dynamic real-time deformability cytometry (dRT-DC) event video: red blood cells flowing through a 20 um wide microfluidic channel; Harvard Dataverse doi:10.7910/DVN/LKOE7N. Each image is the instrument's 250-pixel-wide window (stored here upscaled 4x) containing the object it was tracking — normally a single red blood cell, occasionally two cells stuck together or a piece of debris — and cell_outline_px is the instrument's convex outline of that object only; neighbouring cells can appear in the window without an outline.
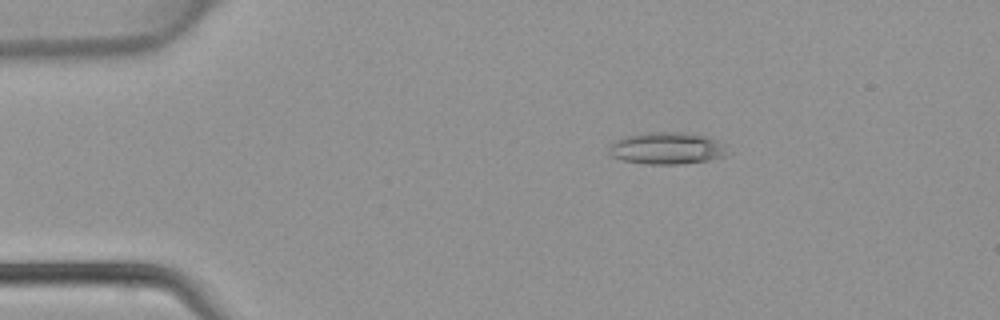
{"species": "common noctule bat (a hibernating species)", "species_latin": "Nyctalus noctula", "temperature_condition": "warm", "stored_images_in_passage": 38, "camera_frame_rate_fps": 3000, "um_per_image_px": 0.085, "animal": {"sex": "female", "body_mass_g": 22.7, "forearm_length_mm": 54.2}, "frame": {"image": 1, "passage_image": 1, "time_ms": 0.0, "image_size_px": [1000, 320], "cell_outline_px": [[728, 152], [724, 156], [708, 160], [680, 164], [644, 164], [620, 160], [612, 156], [608, 152], [608, 144], [612, 140], [624, 136], [640, 132], [684, 132], [704, 136], [716, 140], [724, 144]], "centroid_in_image_um": [56.59, 12.59], "position_along_channel_um": 28.4, "area_um2": 22.48}}
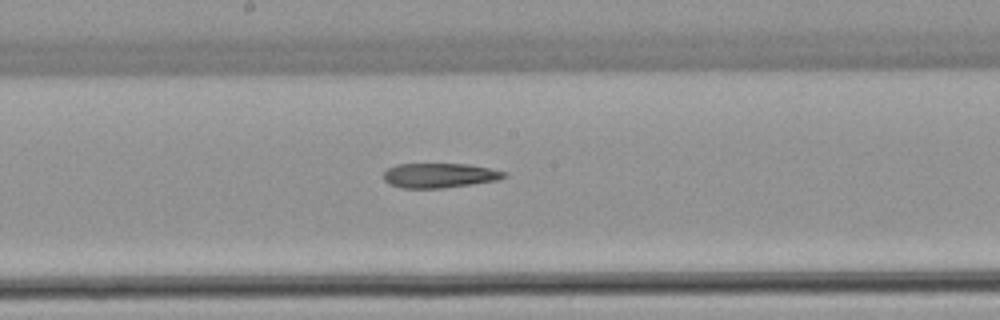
{"frame": {"image": 2, "passage_image": 17, "time_ms": 5.333, "image_size_px": [1000, 320], "cell_outline_px": [[508, 176], [500, 180], [444, 188], [400, 188], [388, 184], [384, 180], [384, 172], [388, 168], [396, 164], [468, 164], [508, 172]], "centroid_in_image_um": [37.37, 14.92], "position_along_channel_um": 210.8, "area_um2": 17.51}}
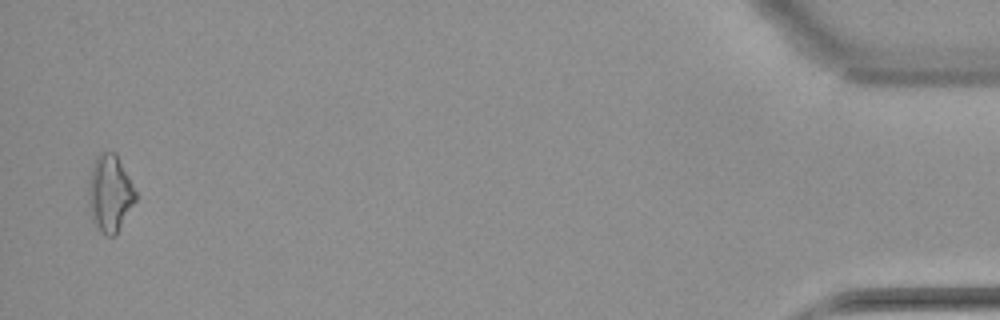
{"frame": {"image": 3, "passage_image": 37, "time_ms": 12.0, "image_size_px": [1000, 320], "cell_outline_px": [[136, 200], [116, 232], [112, 236], [104, 236], [92, 220], [88, 204], [88, 188], [92, 168], [96, 156], [100, 152], [116, 152], [136, 192]], "centroid_in_image_um": [9.32, 16.42], "position_along_channel_um": 425.9, "area_um2": 20.81}}